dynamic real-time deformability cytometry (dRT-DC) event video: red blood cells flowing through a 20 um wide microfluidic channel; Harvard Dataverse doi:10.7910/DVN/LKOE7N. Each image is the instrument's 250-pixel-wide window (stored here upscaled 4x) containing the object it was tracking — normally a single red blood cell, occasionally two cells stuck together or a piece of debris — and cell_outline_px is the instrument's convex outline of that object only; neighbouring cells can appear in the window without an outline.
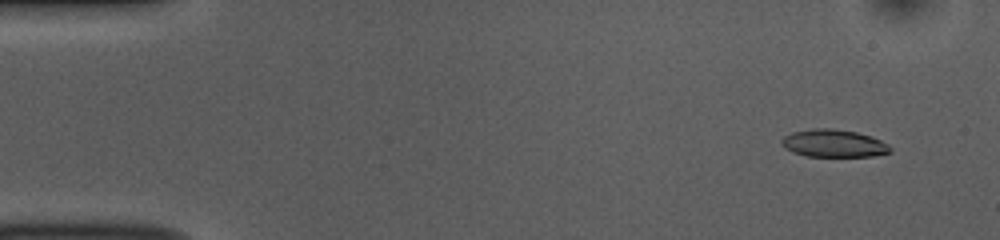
{"species": "common noctule bat (a hibernating species)", "species_latin": "Nyctalus noctula", "temperature_condition": "room temperature", "stored_images_in_passage": 52, "camera_frame_rate_fps": 3000, "um_per_image_px": 0.085, "animal": {"sex": "female", "body_mass_g": 10.0, "forearm_length_mm": 53.1}, "frame": {"image": 1, "passage_image": 3, "time_ms": 0.667, "image_size_px": [1000, 240], "cell_outline_px": [[892, 152], [872, 156], [808, 156], [792, 152], [784, 148], [780, 144], [780, 140], [784, 136], [792, 132], [812, 128], [832, 128], [856, 132], [872, 136], [888, 144], [892, 148]], "centroid_in_image_um": [70.85, 12.18], "position_along_channel_um": 14.2, "area_um2": 17.63}}
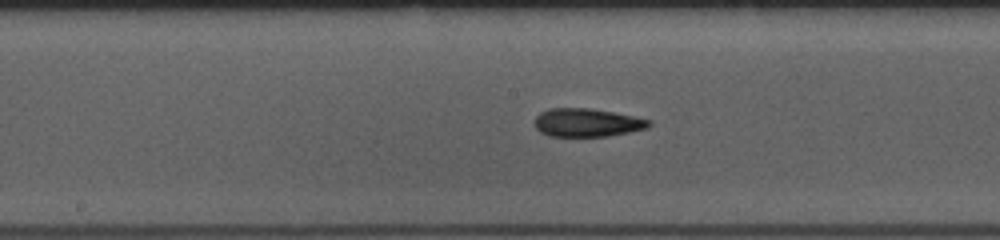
{"frame": {"image": 2, "passage_image": 26, "time_ms": 8.333, "image_size_px": [1000, 240], "cell_outline_px": [[652, 124], [648, 128], [608, 136], [548, 136], [540, 132], [536, 128], [536, 116], [540, 112], [548, 108], [592, 108], [636, 116], [652, 120]], "centroid_in_image_um": [49.93, 10.41], "position_along_channel_um": 198.3, "area_um2": 19.02}}
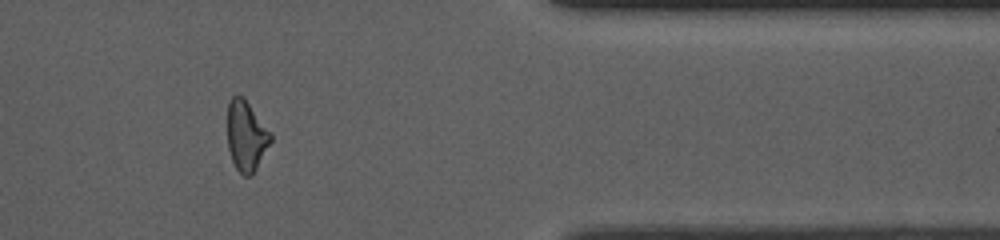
{"frame": {"image": 3, "passage_image": 43, "time_ms": 14.0, "image_size_px": [1000, 240], "cell_outline_px": [[272, 140], [252, 176], [244, 176], [236, 168], [232, 160], [228, 148], [228, 100], [232, 96], [244, 96], [272, 132]], "centroid_in_image_um": [20.95, 11.53], "position_along_channel_um": 390.5, "area_um2": 17.92}, "authors_computed_cell_mechanics": {"area_um2": 18.6116, "velocity_mm_per_s": 3.7819, "shape_relaxation_time_tau1_ms": 6.7906, "shape_relaxation_time_tau2_ms": 3.3623, "deformation_change_tau1": 0.182, "deformation_change_tau2": 0.1202}}